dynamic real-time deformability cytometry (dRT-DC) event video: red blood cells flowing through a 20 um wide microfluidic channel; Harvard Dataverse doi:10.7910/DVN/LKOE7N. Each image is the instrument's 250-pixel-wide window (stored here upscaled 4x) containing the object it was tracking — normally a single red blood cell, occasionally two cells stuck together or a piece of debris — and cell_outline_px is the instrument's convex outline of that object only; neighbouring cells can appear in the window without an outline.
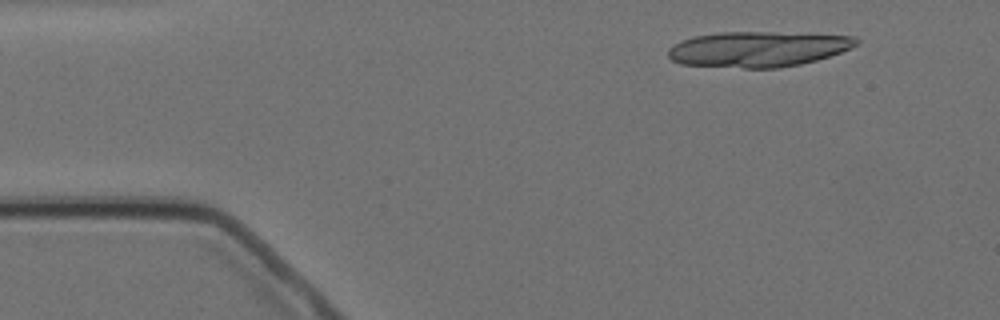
{"species": "Egyptian fruit bat (a non-hibernating species)", "species_latin": "Rousettus aegyptiacus", "temperature_condition": "cold", "stored_images_in_passage": 6, "camera_frame_rate_fps": 3000, "um_per_image_px": 0.085, "animal": {"sex": "female"}, "frame": {"image": 1, "passage_image": 2, "time_ms": 1.0, "image_size_px": [1000, 320], "cell_outline_px": [[860, 44], [840, 52], [816, 60], [800, 64], [776, 68], [744, 68], [680, 64], [672, 60], [668, 56], [668, 48], [680, 40], [692, 36], [720, 32], [772, 32], [856, 36], [860, 40]], "centroid_in_image_um": [64.41, 4.17], "position_along_channel_um": 20.6, "area_um2": 39.02}}
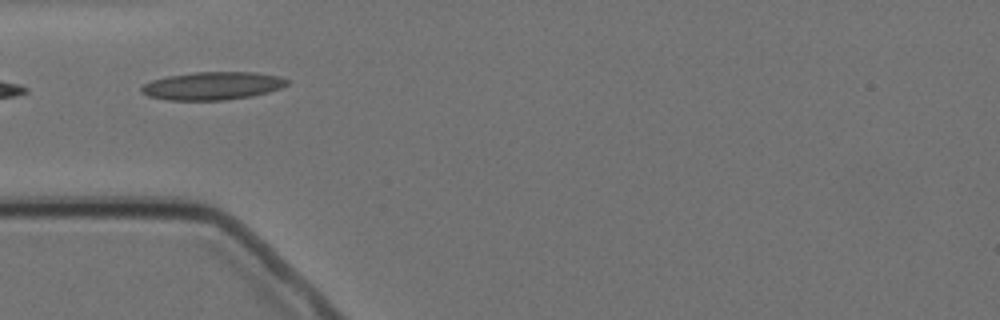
{"frame": {"image": 2, "passage_image": 5, "time_ms": 4.667, "image_size_px": [1000, 320], "cell_outline_px": [[288, 84], [280, 88], [268, 92], [252, 96], [224, 100], [168, 100], [148, 96], [140, 92], [140, 88], [144, 84], [152, 80], [168, 76], [196, 72], [256, 72], [280, 76], [288, 80]], "centroid_in_image_um": [18.06, 7.29], "position_along_channel_um": 66.9, "area_um2": 23.76}}
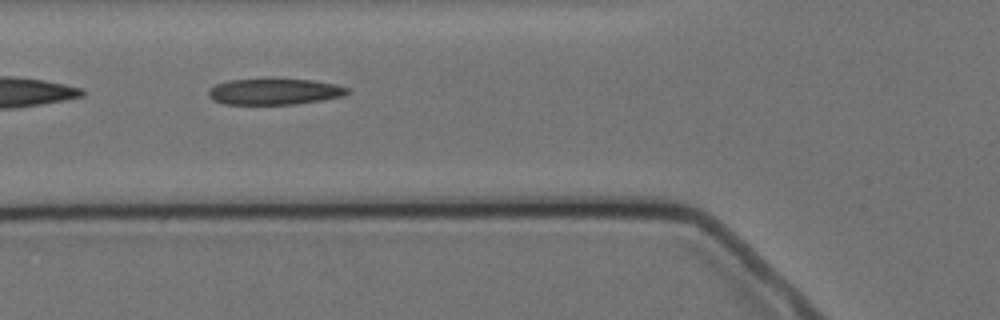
{"frame": {"image": 3, "passage_image": 6, "time_ms": 5.667, "image_size_px": [1000, 320], "cell_outline_px": [[348, 92], [344, 96], [296, 104], [224, 104], [212, 100], [208, 96], [208, 88], [216, 84], [228, 80], [272, 76], [312, 80], [332, 84], [348, 88]], "centroid_in_image_um": [23.24, 7.74], "position_along_channel_um": 102.6, "area_um2": 21.96}}